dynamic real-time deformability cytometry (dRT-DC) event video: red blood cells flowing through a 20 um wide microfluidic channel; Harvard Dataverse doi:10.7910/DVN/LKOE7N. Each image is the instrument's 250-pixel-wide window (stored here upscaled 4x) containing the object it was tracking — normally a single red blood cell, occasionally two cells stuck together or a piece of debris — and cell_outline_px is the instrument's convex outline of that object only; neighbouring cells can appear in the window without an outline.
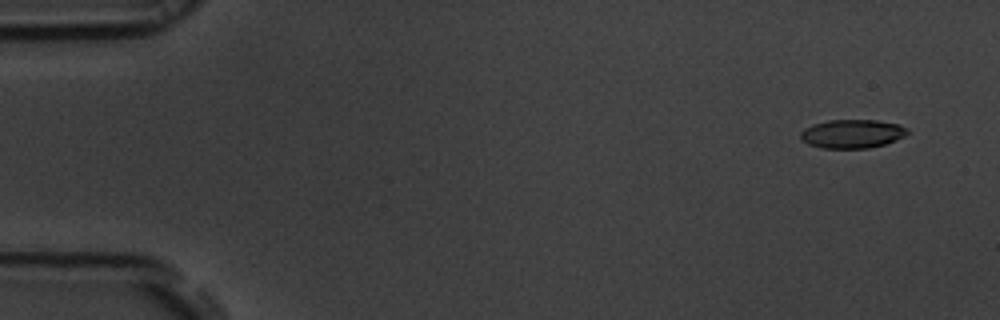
{"species": "common noctule bat (a hibernating species)", "species_latin": "Nyctalus noctula", "temperature_condition": "room temperature", "stored_images_in_passage": 55, "camera_frame_rate_fps": 3000, "um_per_image_px": 0.085, "animal": {"sex": "male", "body_mass_g": 19.5, "forearm_length_mm": 54.6}, "frame": {"image": 1, "passage_image": 4, "time_ms": 1.0, "image_size_px": [1000, 320], "cell_outline_px": [[908, 132], [904, 136], [896, 140], [884, 144], [868, 148], [820, 148], [808, 144], [800, 140], [800, 132], [804, 128], [812, 124], [828, 120], [876, 120], [900, 124], [908, 128]], "centroid_in_image_um": [72.41, 11.37], "position_along_channel_um": 12.6, "area_um2": 18.03}}
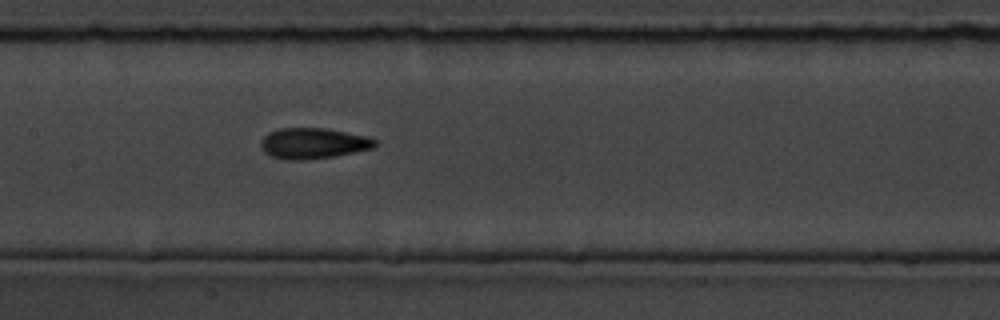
{"frame": {"image": 2, "passage_image": 27, "time_ms": 8.667, "image_size_px": [1000, 320], "cell_outline_px": [[376, 144], [372, 148], [332, 156], [304, 160], [284, 160], [272, 156], [264, 152], [260, 148], [260, 140], [268, 132], [280, 128], [324, 128], [368, 136], [376, 140]], "centroid_in_image_um": [26.56, 12.18], "position_along_channel_um": 180.8, "area_um2": 20.4}}
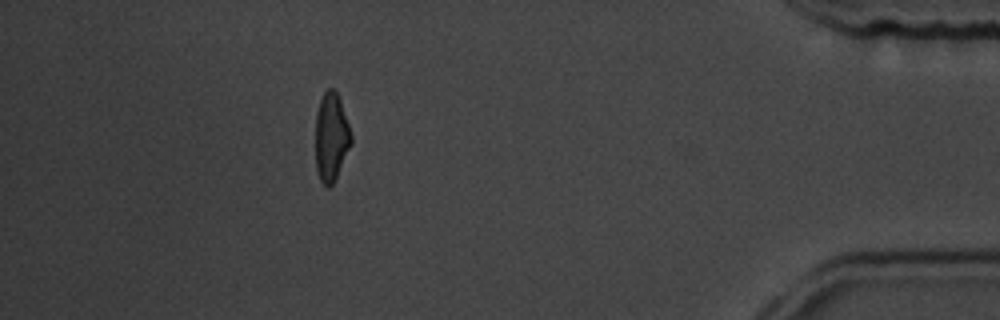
{"frame": {"image": 3, "passage_image": 49, "time_ms": 16.0, "image_size_px": [1000, 320], "cell_outline_px": [[352, 144], [332, 184], [328, 188], [320, 180], [316, 168], [316, 112], [320, 100], [324, 92], [328, 88], [332, 88], [336, 92], [340, 100], [352, 136]], "centroid_in_image_um": [28.15, 11.64], "position_along_channel_um": 407.1, "area_um2": 18.15}, "authors_computed_cell_mechanics": {"area_um2": 19.2474, "velocity_mm_per_s": 3.7888, "shape_relaxation_time_tau1_ms": 3.7541, "shape_relaxation_time_tau2_ms": 1.4585, "deformation_change_tau1": 0.1552, "deformation_change_tau2": 0.0915}}